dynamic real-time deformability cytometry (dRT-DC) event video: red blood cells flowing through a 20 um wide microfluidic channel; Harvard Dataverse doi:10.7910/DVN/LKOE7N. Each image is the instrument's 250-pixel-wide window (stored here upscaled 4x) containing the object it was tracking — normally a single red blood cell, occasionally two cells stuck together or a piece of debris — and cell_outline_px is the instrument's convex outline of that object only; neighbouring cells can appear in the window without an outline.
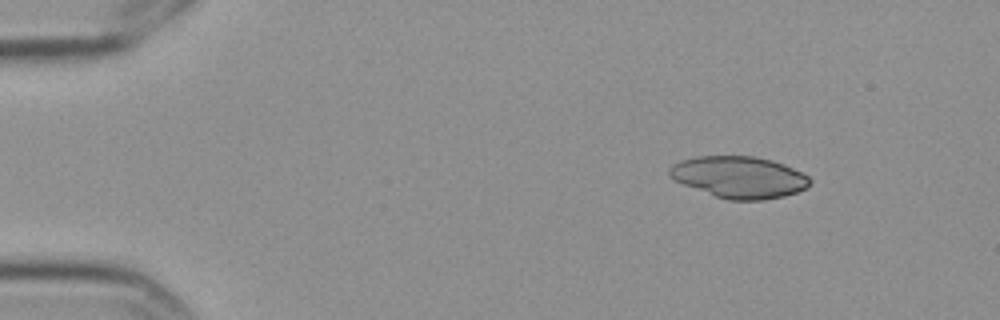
{"species": "Egyptian fruit bat (a non-hibernating species)", "species_latin": "Rousettus aegyptiacus", "temperature_condition": "cold", "stored_images_in_passage": 4, "camera_frame_rate_fps": 3000, "um_per_image_px": 0.085, "frame": {"image": 1, "passage_image": 1, "time_ms": 0.0, "image_size_px": [1000, 320], "cell_outline_px": [[812, 180], [804, 188], [796, 192], [784, 196], [764, 200], [728, 200], [716, 196], [684, 184], [668, 176], [668, 168], [672, 164], [680, 160], [696, 156], [752, 156], [772, 160], [784, 164], [804, 172]], "centroid_in_image_um": [62.83, 15.04], "position_along_channel_um": 22.2, "area_um2": 34.1}}